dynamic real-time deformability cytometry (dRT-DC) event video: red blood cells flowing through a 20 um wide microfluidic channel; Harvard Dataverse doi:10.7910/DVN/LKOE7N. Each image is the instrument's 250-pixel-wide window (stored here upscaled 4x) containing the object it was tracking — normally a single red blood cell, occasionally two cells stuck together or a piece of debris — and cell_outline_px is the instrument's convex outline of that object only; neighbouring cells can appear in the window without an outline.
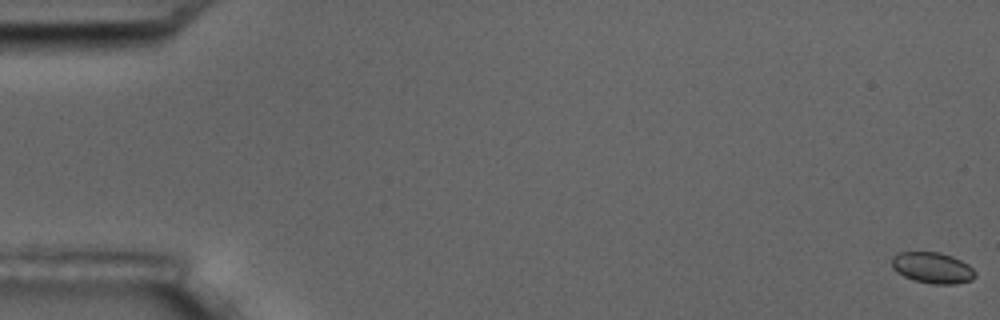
{"species": "common noctule bat (a hibernating species)", "species_latin": "Nyctalus noctula", "temperature_condition": "room temperature", "stored_images_in_passage": 6, "camera_frame_rate_fps": 3000, "um_per_image_px": 0.085, "animal": {"sex": "male", "body_mass_g": 17.5, "forearm_length_mm": 52.3}, "frame": {"image": 1, "passage_image": 1, "time_ms": 0.0, "image_size_px": [1000, 320], "cell_outline_px": [[976, 276], [972, 280], [956, 284], [932, 284], [916, 280], [904, 276], [896, 272], [892, 268], [892, 256], [900, 252], [940, 252], [952, 256], [968, 264], [976, 272]], "centroid_in_image_um": [79.27, 22.76], "position_along_channel_um": 5.7, "area_um2": 15.14}}
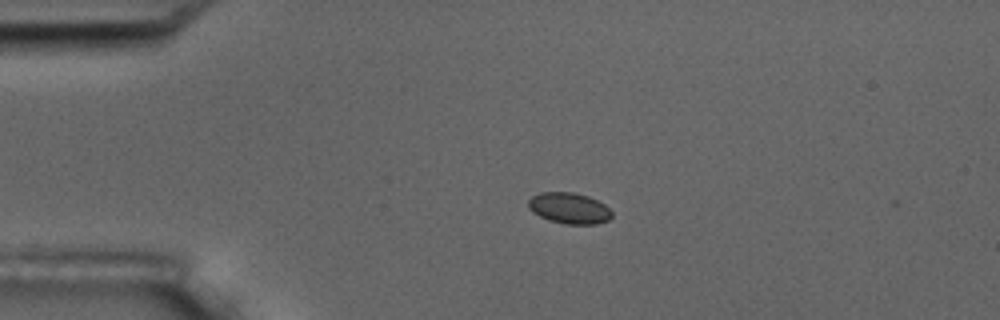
{"frame": {"image": 2, "passage_image": 5, "time_ms": 4.333, "image_size_px": [1000, 320], "cell_outline_px": [[612, 216], [608, 220], [596, 224], [564, 224], [548, 220], [532, 212], [528, 208], [528, 200], [532, 196], [540, 192], [572, 192], [588, 196], [604, 204], [612, 212]], "centroid_in_image_um": [48.36, 17.7], "position_along_channel_um": 36.6, "area_um2": 15.14}}